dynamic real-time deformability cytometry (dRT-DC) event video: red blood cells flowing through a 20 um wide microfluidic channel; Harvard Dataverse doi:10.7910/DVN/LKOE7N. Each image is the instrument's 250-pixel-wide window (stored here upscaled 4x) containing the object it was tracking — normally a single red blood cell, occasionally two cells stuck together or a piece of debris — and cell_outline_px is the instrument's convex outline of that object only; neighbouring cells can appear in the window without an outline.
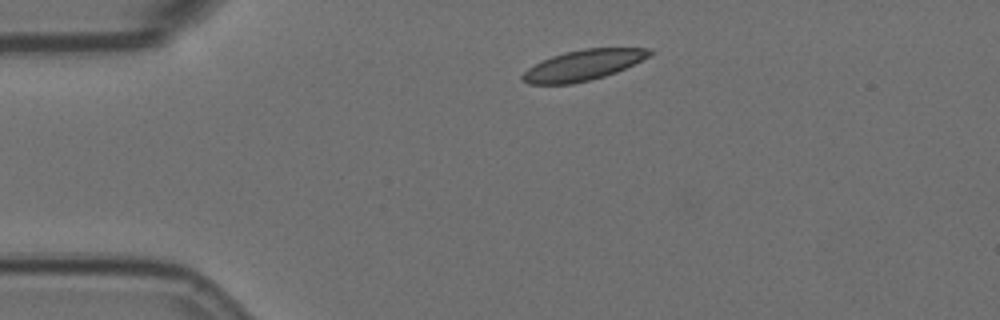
{"species": "Egyptian fruit bat (a non-hibernating species)", "species_latin": "Rousettus aegyptiacus", "temperature_condition": "room temperature", "stored_images_in_passage": 13, "camera_frame_rate_fps": 3000, "um_per_image_px": 0.085, "animal": {"sex": "female"}, "frame": {"image": 1, "passage_image": 1, "time_ms": 0.0, "image_size_px": [1000, 320], "cell_outline_px": [[652, 52], [648, 56], [616, 72], [604, 76], [572, 84], [528, 84], [520, 80], [520, 76], [528, 68], [552, 56], [564, 52], [584, 48], [652, 48]], "centroid_in_image_um": [49.52, 5.54], "position_along_channel_um": 35.5, "area_um2": 22.31}}
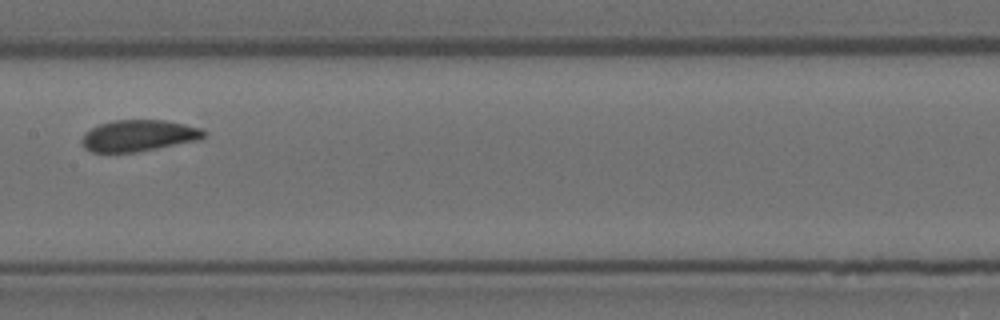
{"frame": {"image": 2, "passage_image": 6, "time_ms": 1.667, "image_size_px": [1000, 320], "cell_outline_px": [[208, 136], [200, 140], [136, 152], [92, 152], [84, 148], [80, 144], [80, 140], [84, 132], [100, 124], [112, 120], [164, 120], [184, 124], [200, 128], [208, 132]], "centroid_in_image_um": [11.79, 11.53], "position_along_channel_um": 195.6, "area_um2": 22.6}}
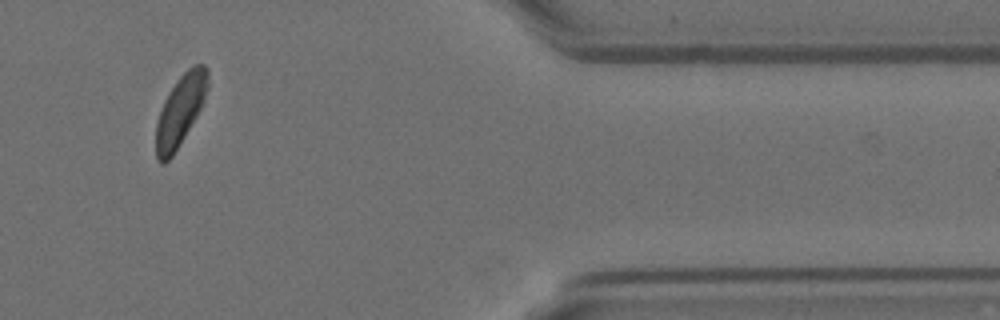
{"frame": {"image": 3, "passage_image": 11, "time_ms": 3.333, "image_size_px": [1000, 320], "cell_outline_px": [[208, 88], [204, 100], [196, 116], [172, 156], [164, 164], [160, 164], [156, 160], [156, 124], [160, 108], [168, 92], [176, 80], [192, 64], [204, 64], [208, 68]], "centroid_in_image_um": [15.31, 9.36], "position_along_channel_um": 396.1, "area_um2": 21.33}}